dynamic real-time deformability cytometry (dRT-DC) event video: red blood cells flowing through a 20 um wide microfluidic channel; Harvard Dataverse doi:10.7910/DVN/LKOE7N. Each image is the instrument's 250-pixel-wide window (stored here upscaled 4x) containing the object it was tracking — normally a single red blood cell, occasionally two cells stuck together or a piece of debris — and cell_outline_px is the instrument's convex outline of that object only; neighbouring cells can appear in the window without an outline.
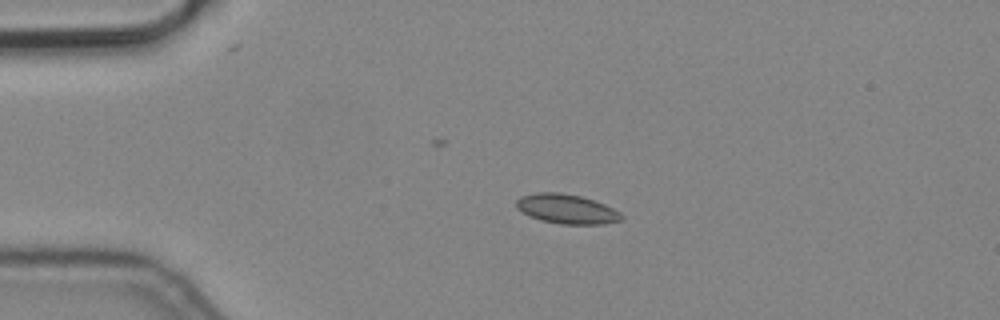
{"species": "common noctule bat (a hibernating species)", "species_latin": "Nyctalus noctula", "temperature_condition": "cold", "stored_images_in_passage": 3, "camera_frame_rate_fps": 3000, "um_per_image_px": 0.085, "animal": {"sex": "male", "body_mass_g": 19.2, "forearm_length_mm": 51.8}, "frame": {"image": 1, "passage_image": 2, "time_ms": 0.333, "image_size_px": [1000, 320], "cell_outline_px": [[624, 216], [620, 220], [604, 224], [560, 224], [540, 220], [528, 216], [516, 208], [516, 200], [520, 196], [536, 192], [560, 192], [580, 196], [604, 204], [620, 212]], "centroid_in_image_um": [48.12, 17.76], "position_along_channel_um": 36.9, "area_um2": 18.15}}